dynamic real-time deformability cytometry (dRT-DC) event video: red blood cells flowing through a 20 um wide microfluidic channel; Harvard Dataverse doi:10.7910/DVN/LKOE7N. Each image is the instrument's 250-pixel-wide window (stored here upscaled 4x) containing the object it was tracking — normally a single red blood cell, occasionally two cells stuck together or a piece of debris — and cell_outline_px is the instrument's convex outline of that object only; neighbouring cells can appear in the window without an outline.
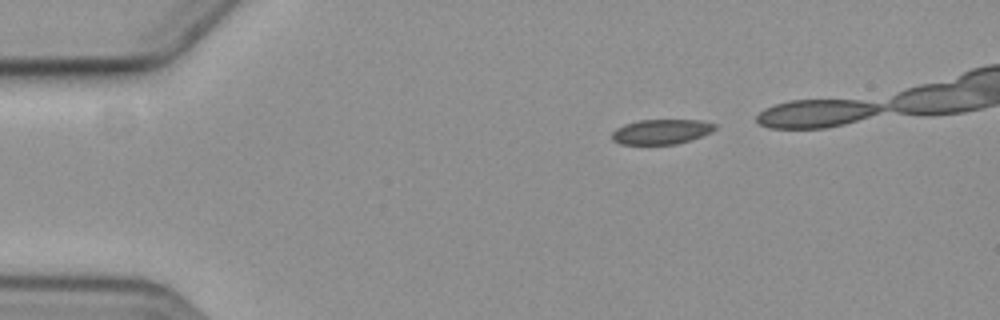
{"species": "common noctule bat (a hibernating species)", "species_latin": "Nyctalus noctula", "temperature_condition": "cold", "stored_images_in_passage": 4, "camera_frame_rate_fps": 3000, "um_per_image_px": 0.085, "animal": {"sex": "female", "body_mass_g": 19.3, "forearm_length_mm": 54.1}, "frame": {"image": 1, "passage_image": 1, "time_ms": 0.0, "image_size_px": [1000, 320], "cell_outline_px": [[716, 128], [712, 132], [676, 144], [620, 144], [612, 140], [612, 132], [616, 128], [624, 124], [640, 120], [700, 120], [716, 124]], "centroid_in_image_um": [56.19, 11.19], "position_along_channel_um": 28.8, "area_um2": 14.85}}